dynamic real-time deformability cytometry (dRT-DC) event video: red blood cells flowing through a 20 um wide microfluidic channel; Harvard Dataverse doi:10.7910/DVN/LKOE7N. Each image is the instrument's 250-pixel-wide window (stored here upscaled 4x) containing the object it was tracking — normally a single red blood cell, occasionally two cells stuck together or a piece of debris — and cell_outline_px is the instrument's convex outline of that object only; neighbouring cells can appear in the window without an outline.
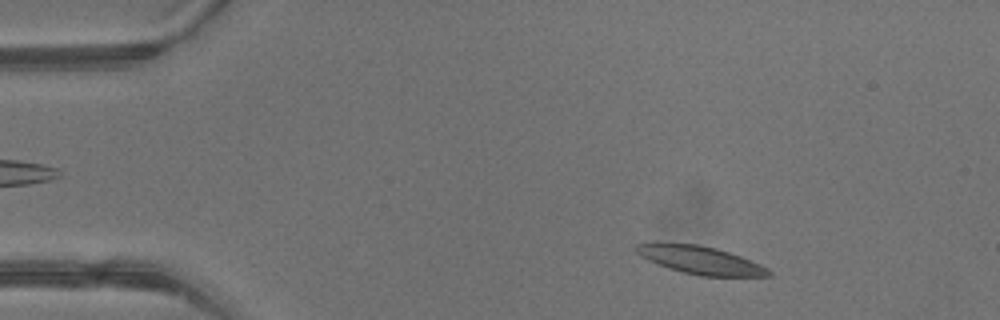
{"species": "common noctule bat (a hibernating species)", "species_latin": "Nyctalus noctula", "temperature_condition": "warm", "stored_images_in_passage": 2, "camera_frame_rate_fps": 3000, "um_per_image_px": 0.085, "animal": {"sex": "male", "body_mass_g": 13.3}, "frame": {"image": 1, "passage_image": 1, "time_ms": 0.0, "image_size_px": [1000, 320], "cell_outline_px": [[772, 276], [700, 276], [668, 268], [648, 260], [640, 256], [636, 252], [636, 244], [652, 240], [696, 244], [716, 248], [740, 256], [760, 264], [768, 268], [772, 272]], "centroid_in_image_um": [59.46, 22.07], "position_along_channel_um": 25.5, "area_um2": 21.96}}